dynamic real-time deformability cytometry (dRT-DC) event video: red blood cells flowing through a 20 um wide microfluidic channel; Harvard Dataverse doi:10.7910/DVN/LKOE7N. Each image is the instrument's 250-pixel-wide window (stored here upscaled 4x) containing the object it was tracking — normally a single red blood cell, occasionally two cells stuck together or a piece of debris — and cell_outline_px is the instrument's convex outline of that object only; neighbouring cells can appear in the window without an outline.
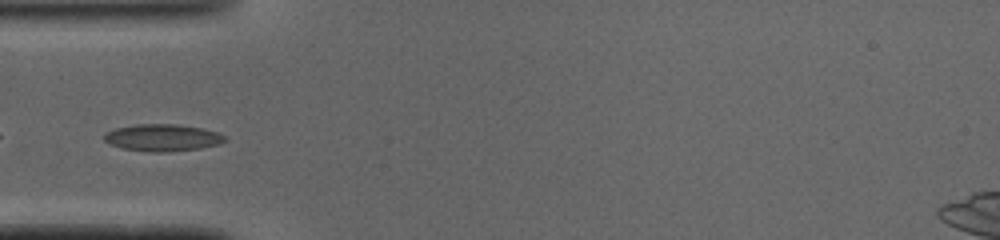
{"species": "common noctule bat (a hibernating species)", "species_latin": "Nyctalus noctula", "temperature_condition": "cold", "stored_images_in_passage": 34, "camera_frame_rate_fps": 3000, "um_per_image_px": 0.085, "animal": {"sex": "male", "body_mass_g": 19.0, "forearm_length_mm": 50.8}, "frame": {"image": 1, "passage_image": 2, "time_ms": 0.333, "image_size_px": [1000, 240], "cell_outline_px": [[228, 140], [220, 144], [200, 148], [164, 152], [148, 152], [120, 148], [104, 140], [104, 132], [116, 128], [136, 124], [176, 124], [200, 128], [216, 132], [224, 136]], "centroid_in_image_um": [13.79, 11.7], "position_along_channel_um": 71.2, "area_um2": 18.96}}
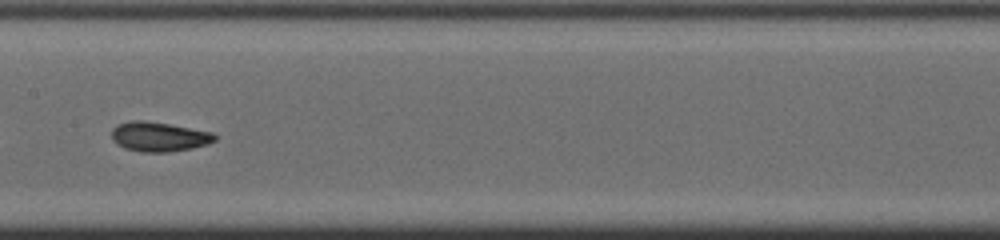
{"frame": {"image": 2, "passage_image": 11, "time_ms": 3.333, "image_size_px": [1000, 240], "cell_outline_px": [[216, 140], [208, 144], [192, 148], [168, 152], [140, 152], [124, 148], [112, 140], [112, 128], [116, 124], [132, 120], [144, 120], [168, 124], [212, 132], [216, 136]], "centroid_in_image_um": [13.48, 11.62], "position_along_channel_um": 193.9, "area_um2": 17.8}}
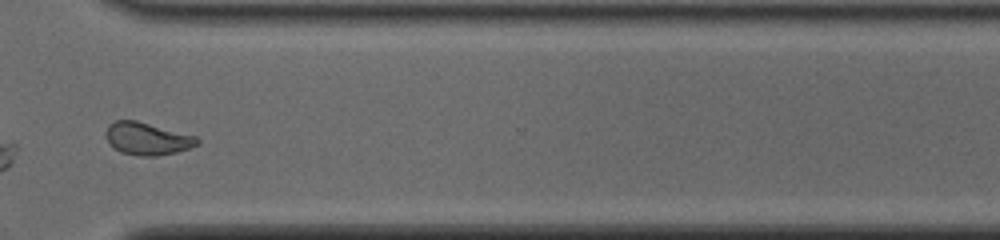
{"frame": {"image": 3, "passage_image": 23, "time_ms": 7.333, "image_size_px": [1000, 240], "cell_outline_px": [[200, 144], [176, 152], [156, 156], [140, 156], [120, 152], [104, 136], [104, 132], [108, 124], [116, 120], [136, 120], [196, 136], [200, 140]], "centroid_in_image_um": [12.51, 11.78], "position_along_channel_um": 358.1, "area_um2": 17.28}, "authors_computed_cell_mechanics": {"area_um2": 17.3978, "velocity_mm_per_s": 4.0913, "shape_relaxation_time_tau1_ms": 6.6698, "shape_relaxation_time_tau2_ms": 2.0461, "deformation_change_tau1": 0.189, "deformation_change_tau2": 0.0679}}